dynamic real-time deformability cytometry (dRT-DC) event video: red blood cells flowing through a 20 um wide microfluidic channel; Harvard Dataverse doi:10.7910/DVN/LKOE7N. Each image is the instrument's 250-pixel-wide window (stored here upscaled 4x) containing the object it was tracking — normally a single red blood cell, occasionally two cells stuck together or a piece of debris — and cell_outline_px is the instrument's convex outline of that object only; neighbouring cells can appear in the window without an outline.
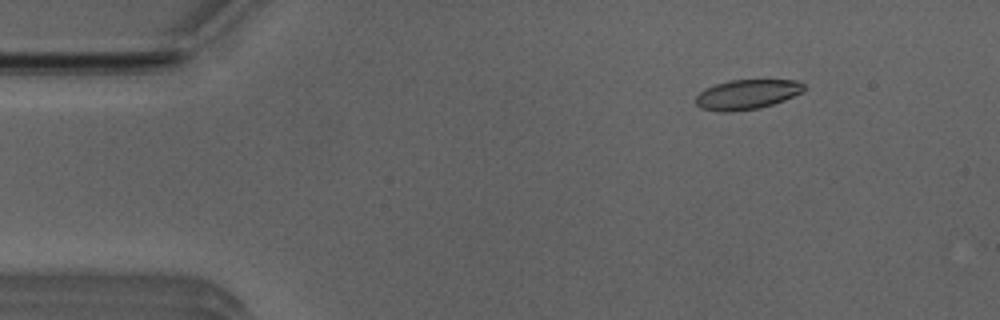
{"species": "Egyptian fruit bat (a non-hibernating species)", "species_latin": "Rousettus aegyptiacus", "temperature_condition": "room temperature", "stored_images_in_passage": 46, "camera_frame_rate_fps": 3000, "um_per_image_px": 0.085, "animal": {"sex": "male"}, "frame": {"image": 1, "passage_image": 1, "time_ms": 0.0, "image_size_px": [1000, 320], "cell_outline_px": [[804, 92], [784, 100], [760, 108], [728, 112], [720, 112], [700, 108], [696, 104], [696, 96], [704, 88], [728, 80], [796, 80], [804, 84]], "centroid_in_image_um": [63.48, 8.03], "position_along_channel_um": 21.5, "area_um2": 18.84}}
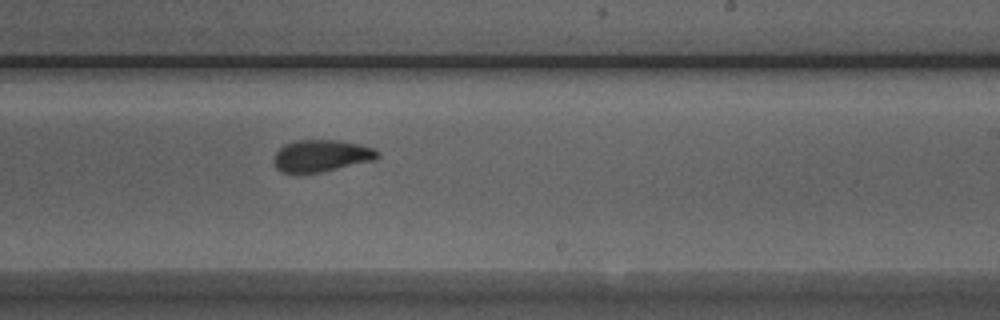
{"frame": {"image": 2, "passage_image": 25, "time_ms": 8.0, "image_size_px": [1000, 320], "cell_outline_px": [[380, 156], [376, 160], [304, 176], [280, 172], [276, 168], [272, 160], [276, 152], [284, 144], [296, 140], [340, 140], [360, 144], [376, 148], [380, 152]], "centroid_in_image_um": [27.31, 13.27], "position_along_channel_um": 261.7, "area_um2": 20.17}}
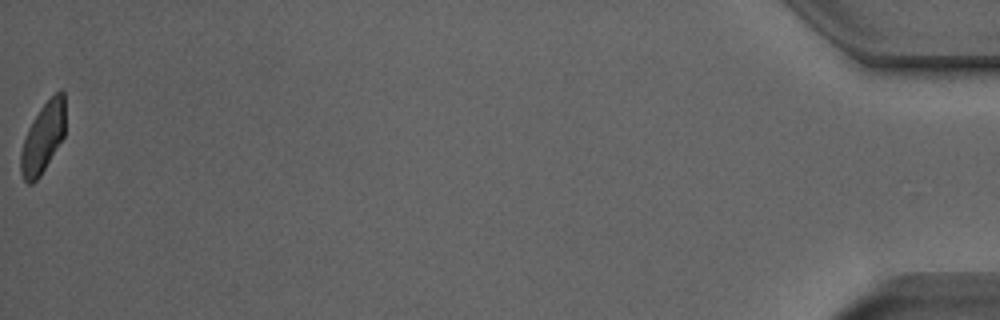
{"frame": {"image": 3, "passage_image": 46, "time_ms": 15.0, "image_size_px": [1000, 320], "cell_outline_px": [[64, 136], [40, 176], [32, 184], [28, 184], [24, 180], [20, 172], [20, 152], [28, 128], [40, 108], [60, 88], [64, 92]], "centroid_in_image_um": [3.64, 11.72], "position_along_channel_um": 431.6, "area_um2": 18.03}, "authors_computed_cell_mechanics": {"area_um2": 19.8543, "velocity_mm_per_s": 3.9604, "shape_relaxation_time_tau1_ms": 4.7121, "shape_relaxation_time_tau2_ms": 1.8216, "deformation_change_tau1": 0.1409, "deformation_change_tau2": 0.0675}}